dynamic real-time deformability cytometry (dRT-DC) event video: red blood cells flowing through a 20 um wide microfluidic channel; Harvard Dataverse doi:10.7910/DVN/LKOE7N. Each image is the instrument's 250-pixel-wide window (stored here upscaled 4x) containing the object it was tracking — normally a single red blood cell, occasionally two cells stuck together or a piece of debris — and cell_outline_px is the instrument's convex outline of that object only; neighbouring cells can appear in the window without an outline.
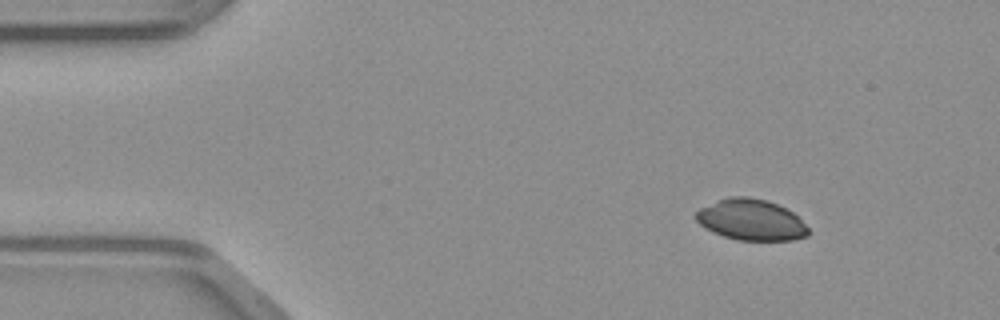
{"species": "common noctule bat (a hibernating species)", "species_latin": "Nyctalus noctula", "temperature_condition": "warm", "stored_images_in_passage": 43, "camera_frame_rate_fps": 3000, "um_per_image_px": 0.085, "animal": {"sex": "male", "body_mass_g": 23.1, "forearm_length_mm": 52.7}, "frame": {"image": 1, "passage_image": 1, "time_ms": 0.0, "image_size_px": [1000, 320], "cell_outline_px": [[808, 236], [792, 240], [736, 240], [712, 232], [704, 228], [692, 216], [700, 208], [716, 200], [728, 196], [748, 196], [768, 200], [792, 212], [808, 228]], "centroid_in_image_um": [63.78, 18.67], "position_along_channel_um": 21.2, "area_um2": 26.99}}
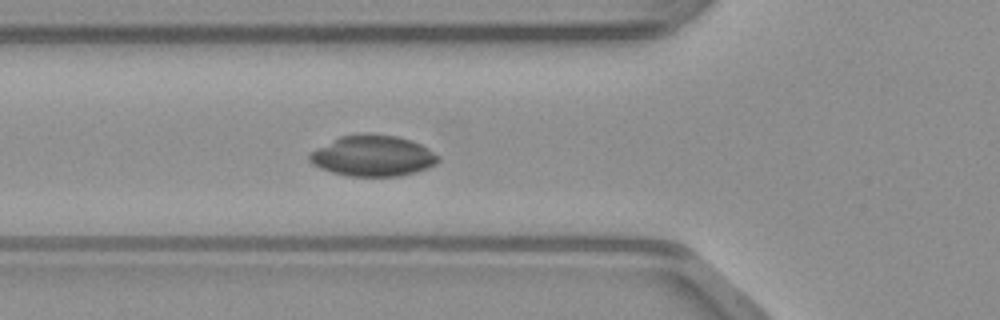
{"frame": {"image": 2, "passage_image": 12, "time_ms": 3.667, "image_size_px": [1000, 320], "cell_outline_px": [[440, 160], [436, 164], [428, 168], [416, 172], [400, 176], [348, 176], [332, 172], [320, 168], [312, 164], [308, 160], [308, 152], [340, 136], [364, 132], [368, 132], [396, 136], [420, 144], [428, 148], [440, 156]], "centroid_in_image_um": [31.67, 13.24], "position_along_channel_um": 94.1, "area_um2": 31.04}}
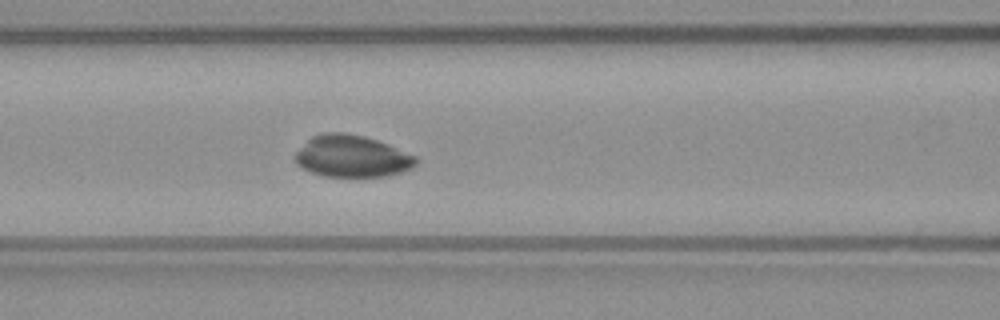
{"frame": {"image": 3, "passage_image": 15, "time_ms": 4.667, "image_size_px": [1000, 320], "cell_outline_px": [[416, 164], [412, 168], [400, 172], [384, 176], [324, 176], [300, 168], [296, 164], [292, 156], [312, 136], [324, 132], [344, 132], [364, 136], [388, 144], [416, 156]], "centroid_in_image_um": [29.87, 13.27], "position_along_channel_um": 136.7, "area_um2": 29.42}}